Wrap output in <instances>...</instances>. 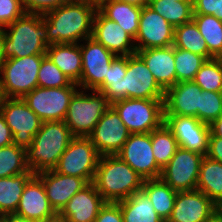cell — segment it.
<instances>
[{
    "instance_id": "1",
    "label": "cell",
    "mask_w": 222,
    "mask_h": 222,
    "mask_svg": "<svg viewBox=\"0 0 222 222\" xmlns=\"http://www.w3.org/2000/svg\"><path fill=\"white\" fill-rule=\"evenodd\" d=\"M97 6L86 0H71L42 14L46 19L48 46L80 43L92 37Z\"/></svg>"
},
{
    "instance_id": "2",
    "label": "cell",
    "mask_w": 222,
    "mask_h": 222,
    "mask_svg": "<svg viewBox=\"0 0 222 222\" xmlns=\"http://www.w3.org/2000/svg\"><path fill=\"white\" fill-rule=\"evenodd\" d=\"M144 179L116 155H101L93 184L106 202L117 203L142 190Z\"/></svg>"
},
{
    "instance_id": "3",
    "label": "cell",
    "mask_w": 222,
    "mask_h": 222,
    "mask_svg": "<svg viewBox=\"0 0 222 222\" xmlns=\"http://www.w3.org/2000/svg\"><path fill=\"white\" fill-rule=\"evenodd\" d=\"M3 31V55L5 60L46 54L48 37L46 19L42 14L25 13L3 28Z\"/></svg>"
},
{
    "instance_id": "4",
    "label": "cell",
    "mask_w": 222,
    "mask_h": 222,
    "mask_svg": "<svg viewBox=\"0 0 222 222\" xmlns=\"http://www.w3.org/2000/svg\"><path fill=\"white\" fill-rule=\"evenodd\" d=\"M74 136L65 121H44L26 149L27 165L36 174L53 170Z\"/></svg>"
},
{
    "instance_id": "5",
    "label": "cell",
    "mask_w": 222,
    "mask_h": 222,
    "mask_svg": "<svg viewBox=\"0 0 222 222\" xmlns=\"http://www.w3.org/2000/svg\"><path fill=\"white\" fill-rule=\"evenodd\" d=\"M46 54L6 59L0 69V97L23 98L38 87V71Z\"/></svg>"
},
{
    "instance_id": "6",
    "label": "cell",
    "mask_w": 222,
    "mask_h": 222,
    "mask_svg": "<svg viewBox=\"0 0 222 222\" xmlns=\"http://www.w3.org/2000/svg\"><path fill=\"white\" fill-rule=\"evenodd\" d=\"M110 106L104 94L79 89L70 100L64 121L73 136L88 137Z\"/></svg>"
},
{
    "instance_id": "7",
    "label": "cell",
    "mask_w": 222,
    "mask_h": 222,
    "mask_svg": "<svg viewBox=\"0 0 222 222\" xmlns=\"http://www.w3.org/2000/svg\"><path fill=\"white\" fill-rule=\"evenodd\" d=\"M111 106L131 134L151 133L164 123V99L126 98Z\"/></svg>"
},
{
    "instance_id": "8",
    "label": "cell",
    "mask_w": 222,
    "mask_h": 222,
    "mask_svg": "<svg viewBox=\"0 0 222 222\" xmlns=\"http://www.w3.org/2000/svg\"><path fill=\"white\" fill-rule=\"evenodd\" d=\"M100 154L89 137L74 136L54 170L93 182Z\"/></svg>"
},
{
    "instance_id": "9",
    "label": "cell",
    "mask_w": 222,
    "mask_h": 222,
    "mask_svg": "<svg viewBox=\"0 0 222 222\" xmlns=\"http://www.w3.org/2000/svg\"><path fill=\"white\" fill-rule=\"evenodd\" d=\"M0 112L12 132L13 143L25 149L31 146L43 121L23 98L0 97Z\"/></svg>"
},
{
    "instance_id": "10",
    "label": "cell",
    "mask_w": 222,
    "mask_h": 222,
    "mask_svg": "<svg viewBox=\"0 0 222 222\" xmlns=\"http://www.w3.org/2000/svg\"><path fill=\"white\" fill-rule=\"evenodd\" d=\"M76 83L68 87H37L27 93L23 100L36 115L44 121H63L73 95L79 90Z\"/></svg>"
},
{
    "instance_id": "11",
    "label": "cell",
    "mask_w": 222,
    "mask_h": 222,
    "mask_svg": "<svg viewBox=\"0 0 222 222\" xmlns=\"http://www.w3.org/2000/svg\"><path fill=\"white\" fill-rule=\"evenodd\" d=\"M204 156L178 147L175 155L162 168L160 178L176 192L196 190Z\"/></svg>"
},
{
    "instance_id": "12",
    "label": "cell",
    "mask_w": 222,
    "mask_h": 222,
    "mask_svg": "<svg viewBox=\"0 0 222 222\" xmlns=\"http://www.w3.org/2000/svg\"><path fill=\"white\" fill-rule=\"evenodd\" d=\"M123 99H165V90L137 54L127 56L126 75L122 79Z\"/></svg>"
},
{
    "instance_id": "13",
    "label": "cell",
    "mask_w": 222,
    "mask_h": 222,
    "mask_svg": "<svg viewBox=\"0 0 222 222\" xmlns=\"http://www.w3.org/2000/svg\"><path fill=\"white\" fill-rule=\"evenodd\" d=\"M80 43L82 76L78 86L81 90H96L107 78L115 54L90 37Z\"/></svg>"
},
{
    "instance_id": "14",
    "label": "cell",
    "mask_w": 222,
    "mask_h": 222,
    "mask_svg": "<svg viewBox=\"0 0 222 222\" xmlns=\"http://www.w3.org/2000/svg\"><path fill=\"white\" fill-rule=\"evenodd\" d=\"M117 155L144 180L160 178L162 169L153 155L151 133L130 134Z\"/></svg>"
},
{
    "instance_id": "15",
    "label": "cell",
    "mask_w": 222,
    "mask_h": 222,
    "mask_svg": "<svg viewBox=\"0 0 222 222\" xmlns=\"http://www.w3.org/2000/svg\"><path fill=\"white\" fill-rule=\"evenodd\" d=\"M164 123L172 131L179 147L206 155L210 126L196 117L164 115Z\"/></svg>"
},
{
    "instance_id": "16",
    "label": "cell",
    "mask_w": 222,
    "mask_h": 222,
    "mask_svg": "<svg viewBox=\"0 0 222 222\" xmlns=\"http://www.w3.org/2000/svg\"><path fill=\"white\" fill-rule=\"evenodd\" d=\"M130 134L116 110L110 106L88 137L100 155H116Z\"/></svg>"
},
{
    "instance_id": "17",
    "label": "cell",
    "mask_w": 222,
    "mask_h": 222,
    "mask_svg": "<svg viewBox=\"0 0 222 222\" xmlns=\"http://www.w3.org/2000/svg\"><path fill=\"white\" fill-rule=\"evenodd\" d=\"M139 24V30L134 39L136 50L173 45L175 28L148 5L142 7Z\"/></svg>"
},
{
    "instance_id": "18",
    "label": "cell",
    "mask_w": 222,
    "mask_h": 222,
    "mask_svg": "<svg viewBox=\"0 0 222 222\" xmlns=\"http://www.w3.org/2000/svg\"><path fill=\"white\" fill-rule=\"evenodd\" d=\"M216 213V204L199 190L177 192L167 222H205Z\"/></svg>"
},
{
    "instance_id": "19",
    "label": "cell",
    "mask_w": 222,
    "mask_h": 222,
    "mask_svg": "<svg viewBox=\"0 0 222 222\" xmlns=\"http://www.w3.org/2000/svg\"><path fill=\"white\" fill-rule=\"evenodd\" d=\"M92 38L116 56H129L136 53L134 38L98 10L93 20Z\"/></svg>"
},
{
    "instance_id": "20",
    "label": "cell",
    "mask_w": 222,
    "mask_h": 222,
    "mask_svg": "<svg viewBox=\"0 0 222 222\" xmlns=\"http://www.w3.org/2000/svg\"><path fill=\"white\" fill-rule=\"evenodd\" d=\"M35 175L42 181L49 203L57 214L79 190L88 184L83 178L60 174L54 169Z\"/></svg>"
},
{
    "instance_id": "21",
    "label": "cell",
    "mask_w": 222,
    "mask_h": 222,
    "mask_svg": "<svg viewBox=\"0 0 222 222\" xmlns=\"http://www.w3.org/2000/svg\"><path fill=\"white\" fill-rule=\"evenodd\" d=\"M202 89L194 81L177 82L165 91L164 115L191 116L199 120Z\"/></svg>"
},
{
    "instance_id": "22",
    "label": "cell",
    "mask_w": 222,
    "mask_h": 222,
    "mask_svg": "<svg viewBox=\"0 0 222 222\" xmlns=\"http://www.w3.org/2000/svg\"><path fill=\"white\" fill-rule=\"evenodd\" d=\"M106 201L93 182L79 190L58 213L68 222H94Z\"/></svg>"
},
{
    "instance_id": "23",
    "label": "cell",
    "mask_w": 222,
    "mask_h": 222,
    "mask_svg": "<svg viewBox=\"0 0 222 222\" xmlns=\"http://www.w3.org/2000/svg\"><path fill=\"white\" fill-rule=\"evenodd\" d=\"M15 214L36 222L57 214L49 203L42 181L36 175L26 183Z\"/></svg>"
},
{
    "instance_id": "24",
    "label": "cell",
    "mask_w": 222,
    "mask_h": 222,
    "mask_svg": "<svg viewBox=\"0 0 222 222\" xmlns=\"http://www.w3.org/2000/svg\"><path fill=\"white\" fill-rule=\"evenodd\" d=\"M158 84L166 91L176 84L174 46L136 50Z\"/></svg>"
},
{
    "instance_id": "25",
    "label": "cell",
    "mask_w": 222,
    "mask_h": 222,
    "mask_svg": "<svg viewBox=\"0 0 222 222\" xmlns=\"http://www.w3.org/2000/svg\"><path fill=\"white\" fill-rule=\"evenodd\" d=\"M46 55L72 81L78 84L82 76L80 43H59L48 46Z\"/></svg>"
},
{
    "instance_id": "26",
    "label": "cell",
    "mask_w": 222,
    "mask_h": 222,
    "mask_svg": "<svg viewBox=\"0 0 222 222\" xmlns=\"http://www.w3.org/2000/svg\"><path fill=\"white\" fill-rule=\"evenodd\" d=\"M97 10L104 17L116 22L135 39L139 30V17L142 7L117 0H107L102 2Z\"/></svg>"
},
{
    "instance_id": "27",
    "label": "cell",
    "mask_w": 222,
    "mask_h": 222,
    "mask_svg": "<svg viewBox=\"0 0 222 222\" xmlns=\"http://www.w3.org/2000/svg\"><path fill=\"white\" fill-rule=\"evenodd\" d=\"M117 203L120 205L124 222H165L156 213L152 202L143 190Z\"/></svg>"
},
{
    "instance_id": "28",
    "label": "cell",
    "mask_w": 222,
    "mask_h": 222,
    "mask_svg": "<svg viewBox=\"0 0 222 222\" xmlns=\"http://www.w3.org/2000/svg\"><path fill=\"white\" fill-rule=\"evenodd\" d=\"M197 190L215 204L222 202V163L206 155L202 159L197 181Z\"/></svg>"
},
{
    "instance_id": "29",
    "label": "cell",
    "mask_w": 222,
    "mask_h": 222,
    "mask_svg": "<svg viewBox=\"0 0 222 222\" xmlns=\"http://www.w3.org/2000/svg\"><path fill=\"white\" fill-rule=\"evenodd\" d=\"M142 190L149 197L156 213L167 222L172 214L177 192L161 178L144 180Z\"/></svg>"
},
{
    "instance_id": "30",
    "label": "cell",
    "mask_w": 222,
    "mask_h": 222,
    "mask_svg": "<svg viewBox=\"0 0 222 222\" xmlns=\"http://www.w3.org/2000/svg\"><path fill=\"white\" fill-rule=\"evenodd\" d=\"M35 174L29 170L20 175L0 178V213L14 214L26 183Z\"/></svg>"
},
{
    "instance_id": "31",
    "label": "cell",
    "mask_w": 222,
    "mask_h": 222,
    "mask_svg": "<svg viewBox=\"0 0 222 222\" xmlns=\"http://www.w3.org/2000/svg\"><path fill=\"white\" fill-rule=\"evenodd\" d=\"M173 46L201 55L206 60L214 58L193 20L175 27Z\"/></svg>"
},
{
    "instance_id": "32",
    "label": "cell",
    "mask_w": 222,
    "mask_h": 222,
    "mask_svg": "<svg viewBox=\"0 0 222 222\" xmlns=\"http://www.w3.org/2000/svg\"><path fill=\"white\" fill-rule=\"evenodd\" d=\"M148 6L174 28L193 20V2L174 0H149Z\"/></svg>"
},
{
    "instance_id": "33",
    "label": "cell",
    "mask_w": 222,
    "mask_h": 222,
    "mask_svg": "<svg viewBox=\"0 0 222 222\" xmlns=\"http://www.w3.org/2000/svg\"><path fill=\"white\" fill-rule=\"evenodd\" d=\"M127 56H116L109 66L107 78L95 90L104 94L110 104L123 100L122 79L126 75Z\"/></svg>"
},
{
    "instance_id": "34",
    "label": "cell",
    "mask_w": 222,
    "mask_h": 222,
    "mask_svg": "<svg viewBox=\"0 0 222 222\" xmlns=\"http://www.w3.org/2000/svg\"><path fill=\"white\" fill-rule=\"evenodd\" d=\"M151 144L156 163L161 169L175 155L179 147L172 131L165 123L151 132Z\"/></svg>"
},
{
    "instance_id": "35",
    "label": "cell",
    "mask_w": 222,
    "mask_h": 222,
    "mask_svg": "<svg viewBox=\"0 0 222 222\" xmlns=\"http://www.w3.org/2000/svg\"><path fill=\"white\" fill-rule=\"evenodd\" d=\"M29 170L25 148L15 143L0 148V178L20 175Z\"/></svg>"
},
{
    "instance_id": "36",
    "label": "cell",
    "mask_w": 222,
    "mask_h": 222,
    "mask_svg": "<svg viewBox=\"0 0 222 222\" xmlns=\"http://www.w3.org/2000/svg\"><path fill=\"white\" fill-rule=\"evenodd\" d=\"M193 21L205 39L209 53L217 58L222 53V21L213 15H193Z\"/></svg>"
},
{
    "instance_id": "37",
    "label": "cell",
    "mask_w": 222,
    "mask_h": 222,
    "mask_svg": "<svg viewBox=\"0 0 222 222\" xmlns=\"http://www.w3.org/2000/svg\"><path fill=\"white\" fill-rule=\"evenodd\" d=\"M176 83L193 81L206 59L193 52L174 47Z\"/></svg>"
},
{
    "instance_id": "38",
    "label": "cell",
    "mask_w": 222,
    "mask_h": 222,
    "mask_svg": "<svg viewBox=\"0 0 222 222\" xmlns=\"http://www.w3.org/2000/svg\"><path fill=\"white\" fill-rule=\"evenodd\" d=\"M193 81L204 91L222 92V66L219 60L207 59Z\"/></svg>"
},
{
    "instance_id": "39",
    "label": "cell",
    "mask_w": 222,
    "mask_h": 222,
    "mask_svg": "<svg viewBox=\"0 0 222 222\" xmlns=\"http://www.w3.org/2000/svg\"><path fill=\"white\" fill-rule=\"evenodd\" d=\"M72 81L46 55L38 71V87L57 88L68 87Z\"/></svg>"
},
{
    "instance_id": "40",
    "label": "cell",
    "mask_w": 222,
    "mask_h": 222,
    "mask_svg": "<svg viewBox=\"0 0 222 222\" xmlns=\"http://www.w3.org/2000/svg\"><path fill=\"white\" fill-rule=\"evenodd\" d=\"M222 116V92L204 91L200 94L199 120L210 125Z\"/></svg>"
},
{
    "instance_id": "41",
    "label": "cell",
    "mask_w": 222,
    "mask_h": 222,
    "mask_svg": "<svg viewBox=\"0 0 222 222\" xmlns=\"http://www.w3.org/2000/svg\"><path fill=\"white\" fill-rule=\"evenodd\" d=\"M25 13L21 0H0V28L10 25Z\"/></svg>"
},
{
    "instance_id": "42",
    "label": "cell",
    "mask_w": 222,
    "mask_h": 222,
    "mask_svg": "<svg viewBox=\"0 0 222 222\" xmlns=\"http://www.w3.org/2000/svg\"><path fill=\"white\" fill-rule=\"evenodd\" d=\"M69 1L71 0H21V3L26 13L44 14Z\"/></svg>"
},
{
    "instance_id": "43",
    "label": "cell",
    "mask_w": 222,
    "mask_h": 222,
    "mask_svg": "<svg viewBox=\"0 0 222 222\" xmlns=\"http://www.w3.org/2000/svg\"><path fill=\"white\" fill-rule=\"evenodd\" d=\"M193 15H213L222 21V0H193Z\"/></svg>"
},
{
    "instance_id": "44",
    "label": "cell",
    "mask_w": 222,
    "mask_h": 222,
    "mask_svg": "<svg viewBox=\"0 0 222 222\" xmlns=\"http://www.w3.org/2000/svg\"><path fill=\"white\" fill-rule=\"evenodd\" d=\"M94 222H124L120 205L118 203L106 202L100 209Z\"/></svg>"
},
{
    "instance_id": "45",
    "label": "cell",
    "mask_w": 222,
    "mask_h": 222,
    "mask_svg": "<svg viewBox=\"0 0 222 222\" xmlns=\"http://www.w3.org/2000/svg\"><path fill=\"white\" fill-rule=\"evenodd\" d=\"M207 157L222 163V138L210 132Z\"/></svg>"
},
{
    "instance_id": "46",
    "label": "cell",
    "mask_w": 222,
    "mask_h": 222,
    "mask_svg": "<svg viewBox=\"0 0 222 222\" xmlns=\"http://www.w3.org/2000/svg\"><path fill=\"white\" fill-rule=\"evenodd\" d=\"M13 143V135L6 124L3 115L0 112V148L11 145Z\"/></svg>"
},
{
    "instance_id": "47",
    "label": "cell",
    "mask_w": 222,
    "mask_h": 222,
    "mask_svg": "<svg viewBox=\"0 0 222 222\" xmlns=\"http://www.w3.org/2000/svg\"><path fill=\"white\" fill-rule=\"evenodd\" d=\"M209 126H210V132L214 136L222 138V116L214 120Z\"/></svg>"
},
{
    "instance_id": "48",
    "label": "cell",
    "mask_w": 222,
    "mask_h": 222,
    "mask_svg": "<svg viewBox=\"0 0 222 222\" xmlns=\"http://www.w3.org/2000/svg\"><path fill=\"white\" fill-rule=\"evenodd\" d=\"M5 222H36L28 218L14 214H6Z\"/></svg>"
},
{
    "instance_id": "49",
    "label": "cell",
    "mask_w": 222,
    "mask_h": 222,
    "mask_svg": "<svg viewBox=\"0 0 222 222\" xmlns=\"http://www.w3.org/2000/svg\"><path fill=\"white\" fill-rule=\"evenodd\" d=\"M120 2L128 3V4H133L139 7H144L148 5L149 0H117Z\"/></svg>"
},
{
    "instance_id": "50",
    "label": "cell",
    "mask_w": 222,
    "mask_h": 222,
    "mask_svg": "<svg viewBox=\"0 0 222 222\" xmlns=\"http://www.w3.org/2000/svg\"><path fill=\"white\" fill-rule=\"evenodd\" d=\"M3 42H4V31H3V28H0V69H1L2 63L5 61V58L3 55Z\"/></svg>"
},
{
    "instance_id": "51",
    "label": "cell",
    "mask_w": 222,
    "mask_h": 222,
    "mask_svg": "<svg viewBox=\"0 0 222 222\" xmlns=\"http://www.w3.org/2000/svg\"><path fill=\"white\" fill-rule=\"evenodd\" d=\"M40 222H68L64 217H61L59 214H56L54 217L42 220Z\"/></svg>"
},
{
    "instance_id": "52",
    "label": "cell",
    "mask_w": 222,
    "mask_h": 222,
    "mask_svg": "<svg viewBox=\"0 0 222 222\" xmlns=\"http://www.w3.org/2000/svg\"><path fill=\"white\" fill-rule=\"evenodd\" d=\"M216 214L222 220V202L216 204Z\"/></svg>"
},
{
    "instance_id": "53",
    "label": "cell",
    "mask_w": 222,
    "mask_h": 222,
    "mask_svg": "<svg viewBox=\"0 0 222 222\" xmlns=\"http://www.w3.org/2000/svg\"><path fill=\"white\" fill-rule=\"evenodd\" d=\"M205 222H222V220L215 213L210 219L206 220Z\"/></svg>"
},
{
    "instance_id": "54",
    "label": "cell",
    "mask_w": 222,
    "mask_h": 222,
    "mask_svg": "<svg viewBox=\"0 0 222 222\" xmlns=\"http://www.w3.org/2000/svg\"><path fill=\"white\" fill-rule=\"evenodd\" d=\"M104 1H107V0H90V3L98 7Z\"/></svg>"
},
{
    "instance_id": "55",
    "label": "cell",
    "mask_w": 222,
    "mask_h": 222,
    "mask_svg": "<svg viewBox=\"0 0 222 222\" xmlns=\"http://www.w3.org/2000/svg\"><path fill=\"white\" fill-rule=\"evenodd\" d=\"M6 220V215L0 213V222H5Z\"/></svg>"
},
{
    "instance_id": "56",
    "label": "cell",
    "mask_w": 222,
    "mask_h": 222,
    "mask_svg": "<svg viewBox=\"0 0 222 222\" xmlns=\"http://www.w3.org/2000/svg\"><path fill=\"white\" fill-rule=\"evenodd\" d=\"M175 2H193V0H174Z\"/></svg>"
},
{
    "instance_id": "57",
    "label": "cell",
    "mask_w": 222,
    "mask_h": 222,
    "mask_svg": "<svg viewBox=\"0 0 222 222\" xmlns=\"http://www.w3.org/2000/svg\"><path fill=\"white\" fill-rule=\"evenodd\" d=\"M217 59L219 60L221 66H222V53L217 57Z\"/></svg>"
}]
</instances>
